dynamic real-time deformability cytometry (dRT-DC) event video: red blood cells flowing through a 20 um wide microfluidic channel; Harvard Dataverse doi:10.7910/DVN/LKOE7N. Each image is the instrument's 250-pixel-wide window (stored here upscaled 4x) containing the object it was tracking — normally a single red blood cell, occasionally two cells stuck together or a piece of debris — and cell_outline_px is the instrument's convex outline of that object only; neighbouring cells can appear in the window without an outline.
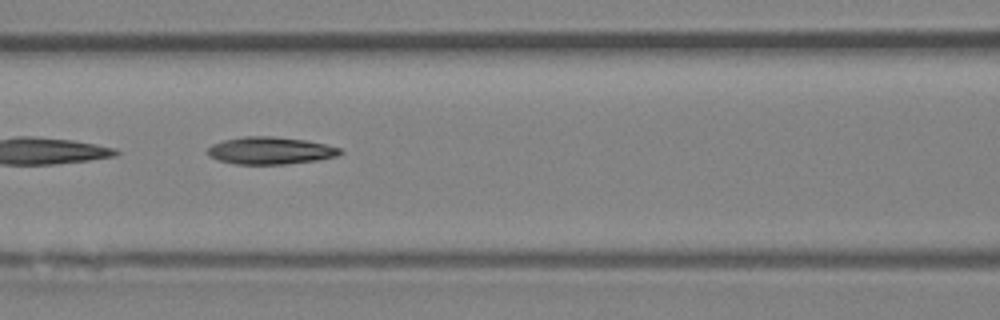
{"species": "Egyptian fruit bat (a non-hibernating species)", "species_latin": "Rousettus aegyptiacus", "temperature_condition": "room temperature", "stored_images_in_passage": 36, "camera_frame_rate_fps": 3000, "um_per_image_px": 0.085, "animal": {"sex": "female"}, "frame": {"image": 1, "passage_image": 21, "time_ms": 6.667, "image_size_px": [1000, 320], "cell_outline_px": [[344, 152], [336, 156], [316, 160], [284, 164], [236, 164], [220, 160], [208, 156], [208, 148], [212, 144], [224, 140], [244, 136], [272, 136], [304, 140], [324, 144], [340, 148]], "centroid_in_image_um": [22.96, 12.8], "position_along_channel_um": 143.6, "area_um2": 20.87}}